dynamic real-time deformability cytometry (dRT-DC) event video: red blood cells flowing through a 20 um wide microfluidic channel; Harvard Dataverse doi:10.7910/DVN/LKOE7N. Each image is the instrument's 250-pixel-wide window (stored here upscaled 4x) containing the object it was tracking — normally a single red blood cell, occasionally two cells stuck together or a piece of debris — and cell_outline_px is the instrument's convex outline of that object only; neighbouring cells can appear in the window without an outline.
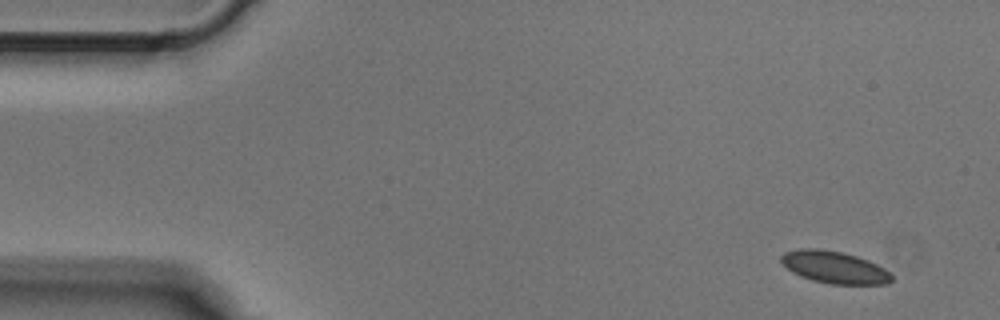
{"species": "Egyptian fruit bat (a non-hibernating species)", "species_latin": "Rousettus aegyptiacus", "temperature_condition": "cold", "stored_images_in_passage": 3, "camera_frame_rate_fps": 3000, "um_per_image_px": 0.085, "animal": {"sex": "male"}, "frame": {"image": 1, "passage_image": 1, "time_ms": 0.0, "image_size_px": [1000, 320], "cell_outline_px": [[892, 280], [888, 284], [828, 284], [812, 280], [800, 276], [792, 272], [780, 260], [780, 256], [784, 252], [800, 248], [816, 248], [840, 252], [856, 256], [868, 260], [884, 268], [892, 276]], "centroid_in_image_um": [70.9, 22.72], "position_along_channel_um": 14.1, "area_um2": 20.63}}